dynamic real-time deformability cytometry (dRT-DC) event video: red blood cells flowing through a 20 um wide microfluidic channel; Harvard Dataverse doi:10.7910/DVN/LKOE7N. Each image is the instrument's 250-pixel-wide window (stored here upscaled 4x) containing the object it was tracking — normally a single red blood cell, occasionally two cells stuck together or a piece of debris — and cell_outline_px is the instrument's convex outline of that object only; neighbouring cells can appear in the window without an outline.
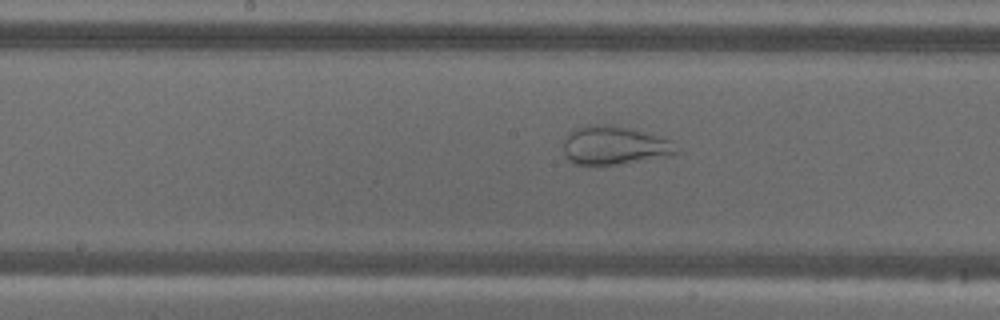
{"species": "common noctule bat (a hibernating species)", "species_latin": "Nyctalus noctula", "temperature_condition": "warm", "stored_images_in_passage": 55, "camera_frame_rate_fps": 3000, "um_per_image_px": 0.085, "animal": {"sex": "male", "body_mass_g": 18.8}, "frame": {"image": 1, "passage_image": 28, "time_ms": 9.0, "image_size_px": [1000, 320], "cell_outline_px": [[680, 152], [672, 156], [616, 164], [576, 164], [568, 160], [564, 152], [564, 140], [568, 132], [576, 128], [596, 124], [612, 124], [628, 128], [672, 140]], "centroid_in_image_um": [52.24, 12.36], "position_along_channel_um": 196.0, "area_um2": 25.32}}
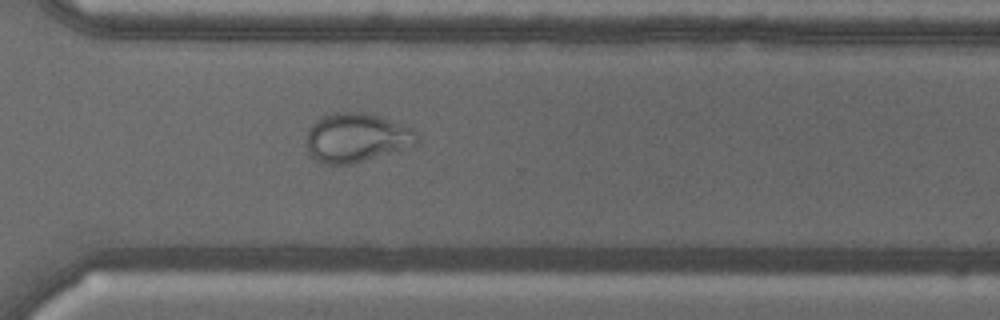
{"frame": {"image": 2, "passage_image": 40, "time_ms": 13.0, "image_size_px": [1000, 320], "cell_outline_px": [[420, 144], [408, 148], [352, 164], [328, 164], [316, 160], [308, 152], [304, 140], [308, 128], [320, 116], [332, 112], [364, 112], [404, 124], [412, 128], [420, 136]], "centroid_in_image_um": [30.31, 11.7], "position_along_channel_um": 340.3, "area_um2": 32.25}}
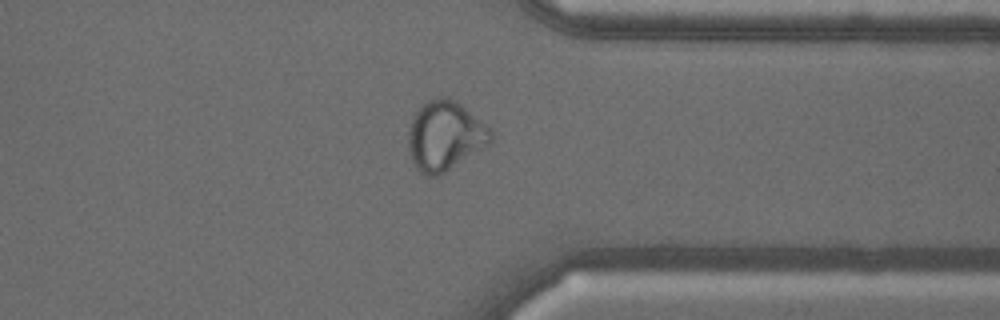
{"frame": {"image": 3, "passage_image": 43, "time_ms": 14.0, "image_size_px": [1000, 320], "cell_outline_px": [[496, 132], [492, 140], [488, 144], [444, 172], [436, 176], [428, 176], [420, 172], [416, 168], [412, 160], [408, 148], [408, 132], [412, 120], [416, 112], [428, 100], [436, 96], [448, 96], [456, 100]], "centroid_in_image_um": [37.83, 11.51], "position_along_channel_um": 373.6, "area_um2": 33.29}}